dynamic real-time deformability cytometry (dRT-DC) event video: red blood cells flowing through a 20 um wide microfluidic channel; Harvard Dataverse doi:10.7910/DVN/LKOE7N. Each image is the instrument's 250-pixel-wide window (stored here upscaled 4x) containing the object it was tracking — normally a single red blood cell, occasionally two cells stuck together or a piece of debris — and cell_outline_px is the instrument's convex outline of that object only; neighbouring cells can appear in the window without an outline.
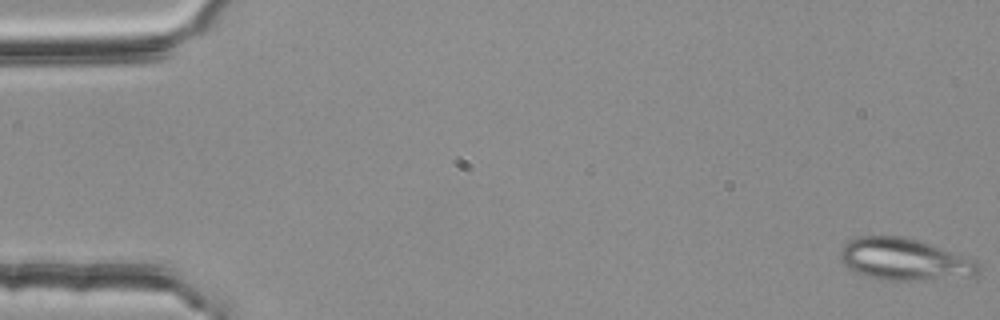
{"species": "common noctule bat (a hibernating species)", "species_latin": "Nyctalus noctula", "temperature_condition": "room temperature", "stored_images_in_passage": 53, "camera_frame_rate_fps": 3000, "um_per_image_px": 0.085, "animal": {"sex": "female", "body_mass_g": 25.1}, "frame": {"image": 1, "passage_image": 1, "time_ms": 0.0, "image_size_px": [1000, 320], "cell_outline_px": [[980, 272], [976, 276], [920, 280], [888, 280], [868, 276], [856, 272], [848, 268], [840, 260], [840, 248], [848, 240], [856, 236], [904, 236], [976, 260], [980, 264]], "centroid_in_image_um": [76.86, 22.05], "position_along_channel_um": 8.1, "area_um2": 33.64}}
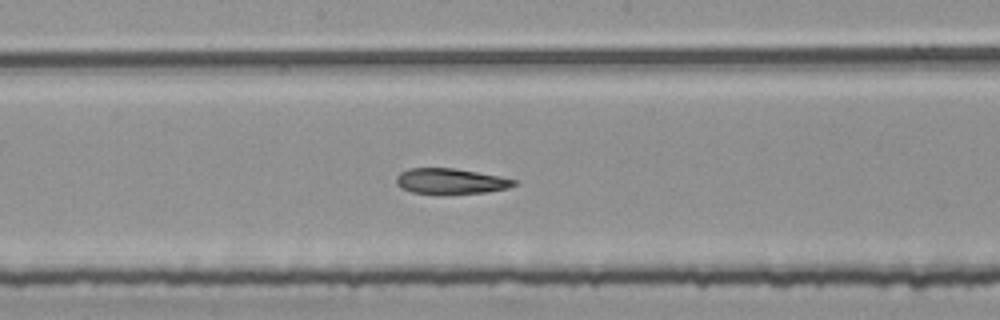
{"frame": {"image": 2, "passage_image": 29, "time_ms": 9.333, "image_size_px": [1000, 320], "cell_outline_px": [[516, 184], [508, 188], [488, 192], [448, 196], [436, 196], [412, 192], [396, 184], [396, 176], [400, 172], [412, 168], [452, 168], [500, 176], [516, 180]], "centroid_in_image_um": [38.29, 15.45], "position_along_channel_um": 209.9, "area_um2": 18.09}}
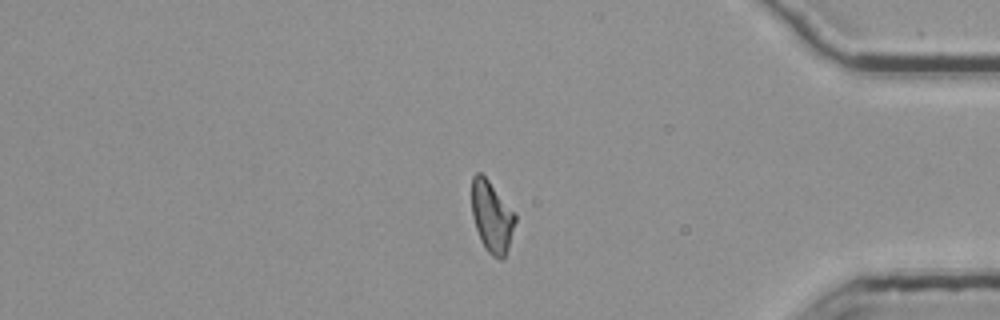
{"frame": {"image": 3, "passage_image": 46, "time_ms": 15.0, "image_size_px": [1000, 320], "cell_outline_px": [[516, 220], [508, 248], [504, 260], [500, 260], [492, 256], [484, 248], [480, 240], [472, 216], [472, 176], [476, 172], [480, 172], [488, 180], [516, 212]], "centroid_in_image_um": [41.81, 18.44], "position_along_channel_um": 393.4, "area_um2": 18.26}, "authors_computed_cell_mechanics": {"area_um2": 18.6116, "velocity_mm_per_s": 3.7749, "shape_relaxation_time_tau1_ms": null, "shape_relaxation_time_tau2_ms": 8.3113, "deformation_change_tau1": null, "deformation_change_tau2": 0.1811}}